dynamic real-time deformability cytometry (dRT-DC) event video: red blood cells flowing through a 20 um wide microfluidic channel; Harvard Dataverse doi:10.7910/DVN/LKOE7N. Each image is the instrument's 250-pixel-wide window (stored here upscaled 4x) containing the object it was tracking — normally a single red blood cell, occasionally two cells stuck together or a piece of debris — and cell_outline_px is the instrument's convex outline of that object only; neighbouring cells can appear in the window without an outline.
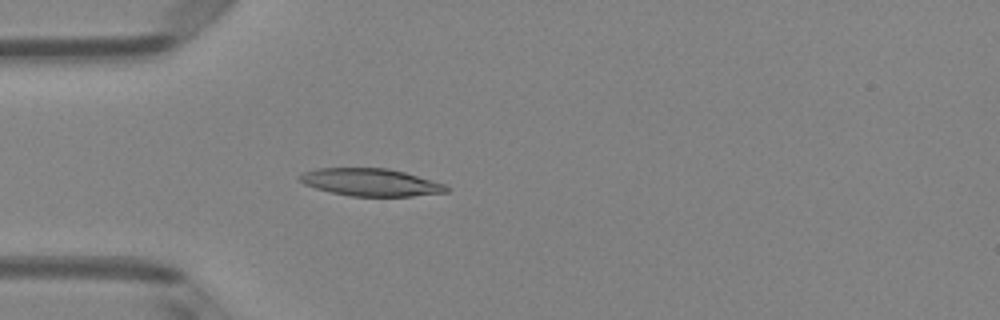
{"species": "Egyptian fruit bat (a non-hibernating species)", "species_latin": "Rousettus aegyptiacus", "temperature_condition": "room temperature", "stored_images_in_passage": 4, "camera_frame_rate_fps": 3000, "um_per_image_px": 0.085, "animal": {"sex": "female"}, "frame": {"image": 1, "passage_image": 4, "time_ms": 1.0, "image_size_px": [1000, 320], "cell_outline_px": [[452, 188], [448, 192], [412, 196], [352, 196], [332, 192], [316, 188], [304, 184], [296, 176], [304, 172], [316, 168], [388, 168], [404, 172], [448, 184]], "centroid_in_image_um": [31.56, 15.49], "position_along_channel_um": 53.4, "area_um2": 23.64}}